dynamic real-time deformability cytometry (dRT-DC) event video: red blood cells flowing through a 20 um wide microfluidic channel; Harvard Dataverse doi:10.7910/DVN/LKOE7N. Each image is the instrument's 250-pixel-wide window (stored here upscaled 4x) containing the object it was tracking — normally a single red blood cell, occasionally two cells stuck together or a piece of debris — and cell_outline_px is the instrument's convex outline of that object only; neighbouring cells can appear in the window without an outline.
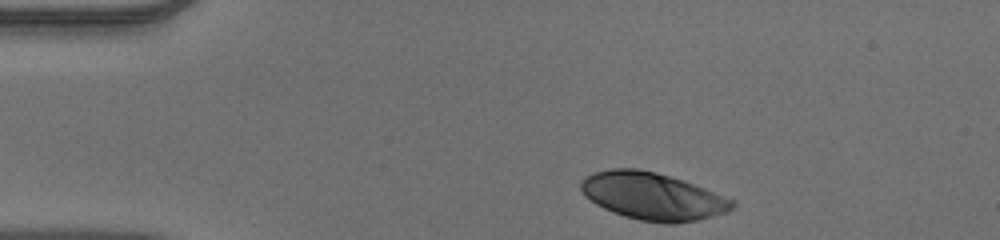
{"species": "human", "species_latin": "Homo sapiens", "temperature_condition": "warm", "stored_images_in_passage": 36, "camera_frame_rate_fps": 3000, "um_per_image_px": 0.085, "donor": {"sex": "male"}, "frame": {"image": 1, "passage_image": 1, "time_ms": 0.0, "image_size_px": [1000, 240], "cell_outline_px": [[736, 204], [728, 212], [696, 220], [676, 224], [664, 224], [640, 220], [624, 216], [612, 212], [596, 204], [584, 196], [580, 188], [580, 184], [588, 176], [596, 172], [612, 168], [636, 168], [656, 172], [704, 188], [736, 200]], "centroid_in_image_um": [55.49, 16.7], "position_along_channel_um": 29.5, "area_um2": 41.56}}
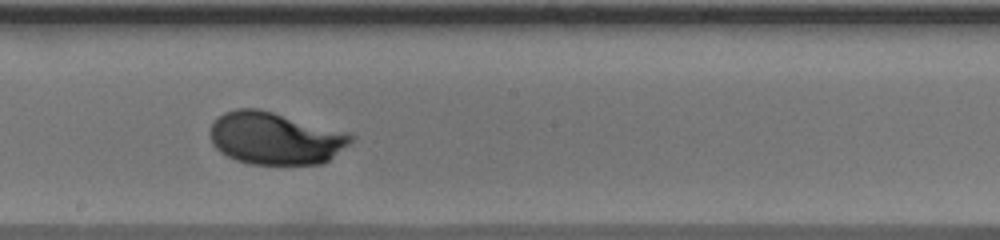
{"frame": {"image": 2, "passage_image": 21, "time_ms": 6.667, "image_size_px": [1000, 240], "cell_outline_px": [[352, 140], [348, 144], [324, 164], [248, 164], [236, 160], [220, 152], [212, 144], [208, 132], [212, 124], [224, 112], [236, 108], [256, 108], [272, 112], [348, 132], [352, 136]], "centroid_in_image_um": [23.35, 11.76], "position_along_channel_um": 224.8, "area_um2": 42.83}}
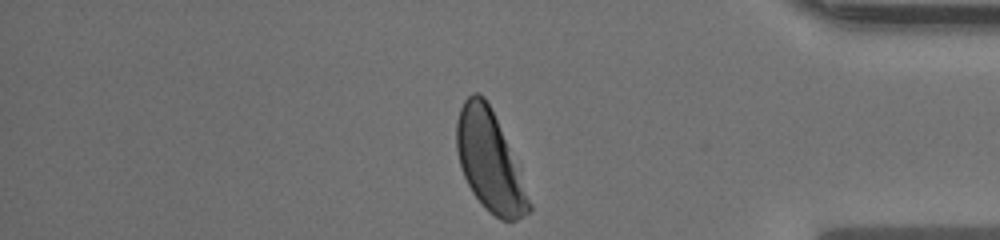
{"frame": {"image": 3, "passage_image": 36, "time_ms": 11.667, "image_size_px": [1000, 240], "cell_outline_px": [[532, 208], [524, 216], [516, 220], [500, 220], [484, 208], [472, 192], [464, 176], [460, 164], [456, 148], [456, 120], [460, 108], [464, 100], [472, 92], [480, 92], [484, 96], [496, 120], [532, 204]], "centroid_in_image_um": [41.57, 13.71], "position_along_channel_um": 393.6, "area_um2": 41.04}, "authors_computed_cell_mechanics": {"area_um2": 41.8761, "velocity_mm_per_s": 3.8579, "shape_relaxation_time_tau1_ms": 2.3251, "shape_relaxation_time_tau2_ms": null, "deformation_change_tau1": 0.141, "deformation_change_tau2": null}}